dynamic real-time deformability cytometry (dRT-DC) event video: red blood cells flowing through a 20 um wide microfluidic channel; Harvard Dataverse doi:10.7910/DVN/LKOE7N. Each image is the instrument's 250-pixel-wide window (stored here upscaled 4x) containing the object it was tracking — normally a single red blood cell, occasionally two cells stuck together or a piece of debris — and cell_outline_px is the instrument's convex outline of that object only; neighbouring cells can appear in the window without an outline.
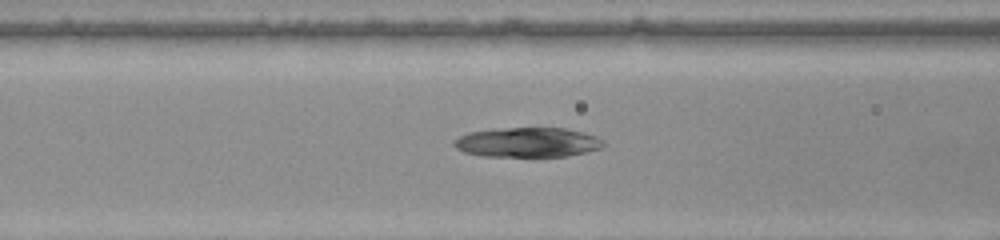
{"species": "common noctule bat (a hibernating species)", "species_latin": "Nyctalus noctula", "temperature_condition": "warm", "stored_images_in_passage": 37, "camera_frame_rate_fps": 3000, "um_per_image_px": 0.085, "animal": {"sex": "female", "body_mass_g": 22.0, "forearm_length_mm": 56.7}, "frame": {"image": 1, "passage_image": 17, "time_ms": 5.333, "image_size_px": [1000, 240], "cell_outline_px": [[604, 144], [600, 148], [568, 156], [480, 156], [464, 152], [456, 148], [452, 144], [452, 140], [468, 132], [500, 128], [564, 128], [596, 136], [604, 140]], "centroid_in_image_um": [44.79, 12.1], "position_along_channel_um": 121.8, "area_um2": 25.78}}
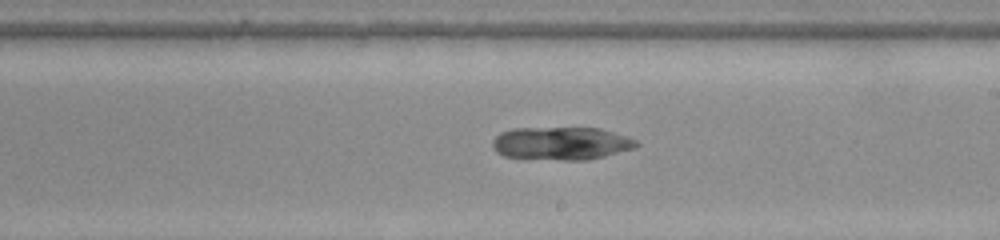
{"frame": {"image": 2, "passage_image": 26, "time_ms": 8.333, "image_size_px": [1000, 240], "cell_outline_px": [[640, 144], [636, 148], [588, 160], [564, 160], [504, 156], [496, 152], [492, 148], [492, 140], [500, 132], [512, 128], [600, 128], [628, 136], [636, 140]], "centroid_in_image_um": [47.72, 12.18], "position_along_channel_um": 241.3, "area_um2": 27.8}}
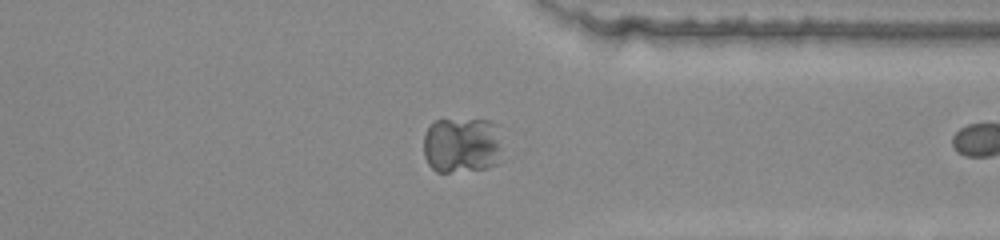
{"frame": {"image": 3, "passage_image": 36, "time_ms": 11.667, "image_size_px": [1000, 240], "cell_outline_px": [[500, 148], [496, 164], [488, 168], [448, 172], [436, 172], [428, 164], [424, 156], [424, 136], [432, 120], [488, 120], [500, 124]], "centroid_in_image_um": [39.26, 12.32], "position_along_channel_um": 372.1, "area_um2": 25.95}}